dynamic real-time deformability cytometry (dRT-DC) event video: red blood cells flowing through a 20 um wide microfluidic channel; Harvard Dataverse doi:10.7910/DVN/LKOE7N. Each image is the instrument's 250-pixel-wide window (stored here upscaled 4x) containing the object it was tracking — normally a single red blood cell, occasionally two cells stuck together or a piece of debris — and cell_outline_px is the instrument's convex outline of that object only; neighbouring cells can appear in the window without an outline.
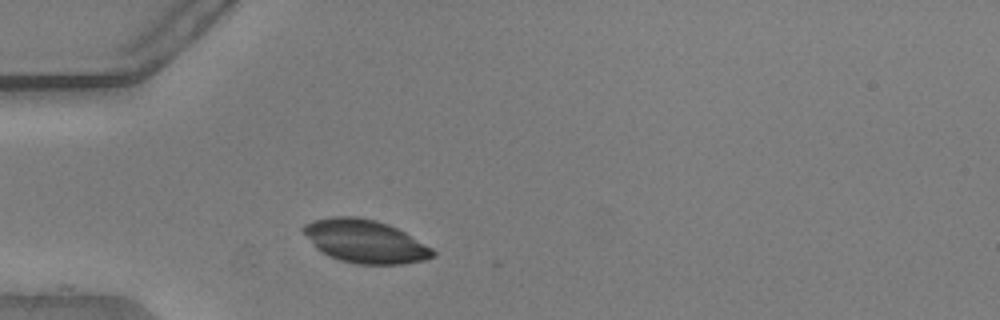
{"species": "common noctule bat (a hibernating species)", "species_latin": "Nyctalus noctula", "temperature_condition": "warm", "stored_images_in_passage": 30, "camera_frame_rate_fps": 3000, "um_per_image_px": 0.085, "animal": {"sex": "male", "body_mass_g": 20.5, "forearm_length_mm": 52.5}, "frame": {"image": 1, "passage_image": 1, "time_ms": 0.0, "image_size_px": [1000, 320], "cell_outline_px": [[436, 256], [424, 260], [404, 264], [356, 264], [340, 260], [328, 256], [316, 248], [312, 244], [300, 228], [304, 224], [312, 220], [332, 216], [356, 216], [376, 220], [388, 224], [404, 232], [432, 248], [436, 252]], "centroid_in_image_um": [31.01, 20.51], "position_along_channel_um": 54.0, "area_um2": 32.66}}